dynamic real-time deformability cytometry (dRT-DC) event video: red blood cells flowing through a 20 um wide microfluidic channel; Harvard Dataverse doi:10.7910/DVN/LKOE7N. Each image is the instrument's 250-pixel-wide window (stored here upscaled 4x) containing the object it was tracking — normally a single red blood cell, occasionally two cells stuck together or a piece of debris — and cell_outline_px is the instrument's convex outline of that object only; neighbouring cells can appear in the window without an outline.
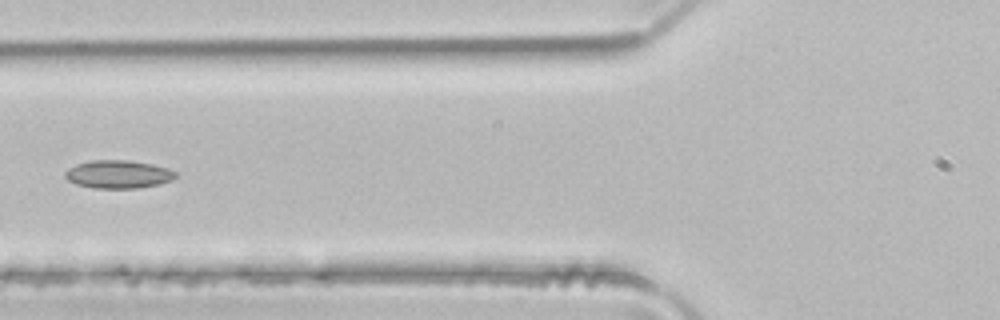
{"species": "common noctule bat (a hibernating species)", "species_latin": "Nyctalus noctula", "temperature_condition": "room temperature", "stored_images_in_passage": 5, "camera_frame_rate_fps": 3000, "um_per_image_px": 0.085, "animal": {"sex": "male", "body_mass_g": 21.5, "forearm_length_mm": 52.0}, "frame": {"image": 1, "passage_image": 5, "time_ms": 1.333, "image_size_px": [1000, 320], "cell_outline_px": [[176, 176], [172, 180], [160, 184], [136, 188], [92, 188], [76, 184], [68, 180], [64, 176], [64, 172], [68, 168], [76, 164], [92, 160], [128, 160], [152, 164], [168, 168], [176, 172]], "centroid_in_image_um": [10.04, 14.81], "position_along_channel_um": 115.8, "area_um2": 18.15}}